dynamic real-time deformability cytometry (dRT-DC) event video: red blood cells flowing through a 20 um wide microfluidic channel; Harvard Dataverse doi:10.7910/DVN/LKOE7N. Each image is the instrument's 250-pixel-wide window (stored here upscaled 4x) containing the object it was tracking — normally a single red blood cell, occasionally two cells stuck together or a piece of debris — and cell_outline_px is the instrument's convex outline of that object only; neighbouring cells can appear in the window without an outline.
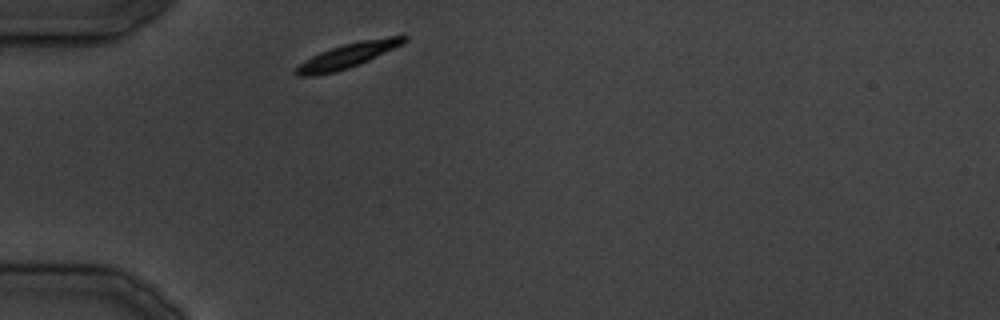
{"species": "common noctule bat (a hibernating species)", "species_latin": "Nyctalus noctula", "temperature_condition": "cold", "stored_images_in_passage": 18, "camera_frame_rate_fps": 3000, "um_per_image_px": 0.085, "animal": {"sex": "male", "body_mass_g": 19.5, "forearm_length_mm": 54.6}, "frame": {"image": 1, "passage_image": 1, "time_ms": 0.0, "image_size_px": [1000, 320], "cell_outline_px": [[408, 40], [404, 44], [368, 60], [348, 68], [336, 72], [312, 76], [300, 76], [292, 72], [300, 64], [312, 56], [320, 52], [344, 44], [360, 40], [388, 36], [408, 36]], "centroid_in_image_um": [29.58, 4.71], "position_along_channel_um": 55.4, "area_um2": 15.43}}
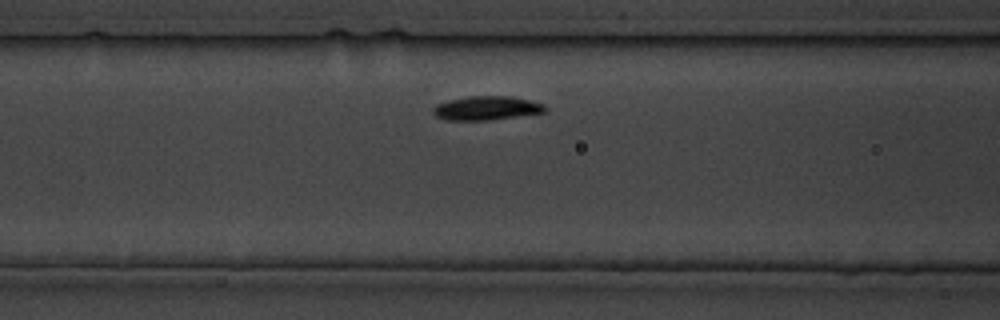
{"frame": {"image": 2, "passage_image": 6, "time_ms": 5.667, "image_size_px": [1000, 320], "cell_outline_px": [[548, 108], [544, 112], [488, 120], [448, 120], [436, 116], [432, 112], [432, 108], [436, 104], [448, 100], [468, 96], [512, 96], [544, 104]], "centroid_in_image_um": [41.32, 9.18], "position_along_channel_um": 125.3, "area_um2": 15.55}}
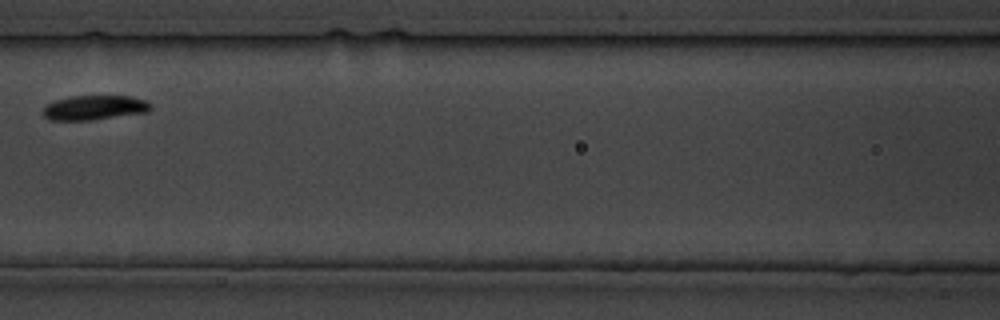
{"frame": {"image": 3, "passage_image": 8, "time_ms": 8.0, "image_size_px": [1000, 320], "cell_outline_px": [[152, 108], [148, 112], [92, 120], [48, 120], [44, 116], [44, 108], [48, 104], [56, 100], [72, 96], [128, 96], [148, 100], [152, 104]], "centroid_in_image_um": [8.08, 9.15], "position_along_channel_um": 158.5, "area_um2": 15.43}}